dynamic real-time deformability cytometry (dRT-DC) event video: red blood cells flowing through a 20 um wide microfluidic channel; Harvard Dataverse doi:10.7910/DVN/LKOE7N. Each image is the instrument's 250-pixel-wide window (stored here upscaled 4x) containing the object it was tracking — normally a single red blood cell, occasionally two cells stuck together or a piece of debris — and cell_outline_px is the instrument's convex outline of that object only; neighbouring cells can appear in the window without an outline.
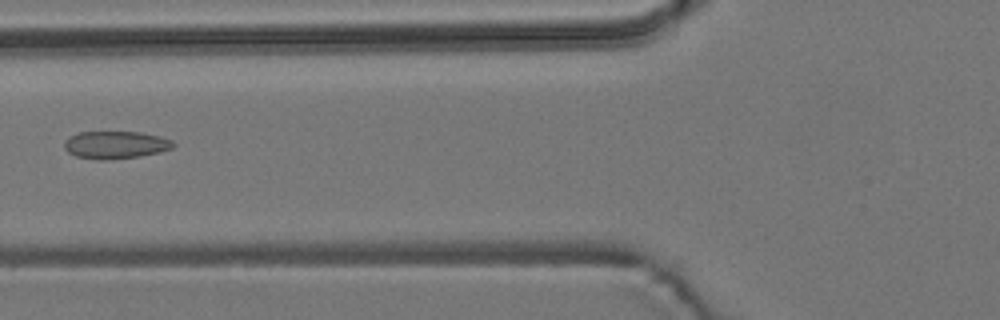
{"species": "common noctule bat (a hibernating species)", "species_latin": "Nyctalus noctula", "temperature_condition": "room temperature", "stored_images_in_passage": 6, "camera_frame_rate_fps": 3000, "um_per_image_px": 0.085, "animal": {"sex": "male", "body_mass_g": 19.2, "forearm_length_mm": 51.8}, "frame": {"image": 1, "passage_image": 6, "time_ms": 1.667, "image_size_px": [1000, 320], "cell_outline_px": [[176, 144], [172, 148], [160, 152], [140, 156], [112, 160], [96, 160], [76, 156], [68, 152], [64, 148], [64, 144], [68, 136], [80, 132], [140, 132], [160, 136], [172, 140]], "centroid_in_image_um": [9.82, 12.32], "position_along_channel_um": 116.0, "area_um2": 17.69}}